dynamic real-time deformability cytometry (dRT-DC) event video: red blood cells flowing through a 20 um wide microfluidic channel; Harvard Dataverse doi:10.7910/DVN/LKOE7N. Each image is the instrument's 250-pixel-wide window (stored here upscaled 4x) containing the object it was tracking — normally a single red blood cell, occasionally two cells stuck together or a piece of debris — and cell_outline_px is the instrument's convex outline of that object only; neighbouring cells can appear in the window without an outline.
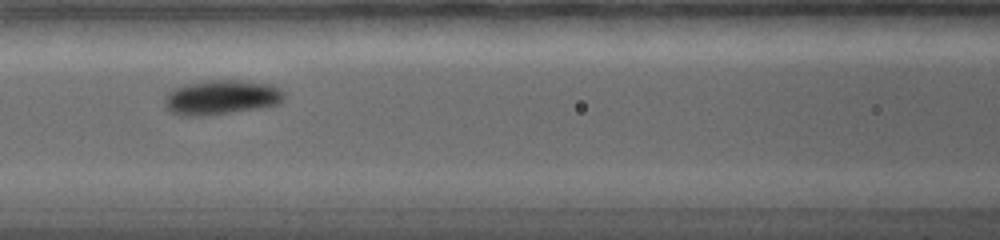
{"species": "common noctule bat (a hibernating species)", "species_latin": "Nyctalus noctula", "temperature_condition": "warm", "stored_images_in_passage": 12, "camera_frame_rate_fps": 5000, "um_per_image_px": 0.085, "animal": {"sex": "female", "body_mass_g": 19.0, "forearm_length_mm": 56.7}, "frame": {"image": 1, "passage_image": 10, "time_ms": 5.0, "image_size_px": [1000, 240], "cell_outline_px": [[284, 100], [280, 104], [256, 108], [204, 116], [184, 116], [172, 112], [164, 104], [164, 100], [168, 92], [184, 84], [208, 80], [240, 80], [272, 84], [280, 88], [284, 92]], "centroid_in_image_um": [18.84, 8.26], "position_along_channel_um": 147.8, "area_um2": 24.1}}
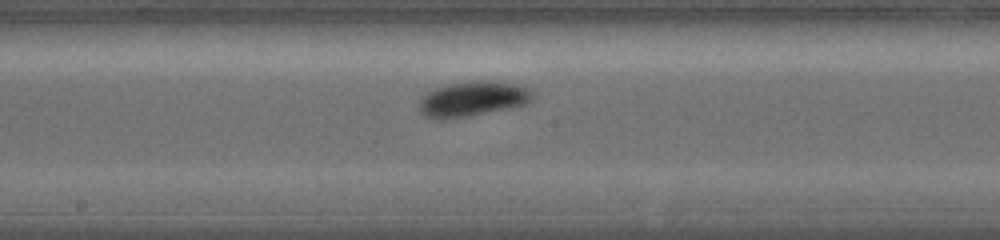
{"frame": {"image": 2, "passage_image": 12, "time_ms": 6.6, "image_size_px": [1000, 240], "cell_outline_px": [[532, 100], [524, 104], [512, 108], [468, 116], [440, 120], [424, 116], [420, 112], [420, 100], [428, 92], [436, 88], [448, 84], [472, 80], [488, 80], [516, 84], [532, 92]], "centroid_in_image_um": [40.16, 8.41], "position_along_channel_um": 208.0, "area_um2": 23.06}}